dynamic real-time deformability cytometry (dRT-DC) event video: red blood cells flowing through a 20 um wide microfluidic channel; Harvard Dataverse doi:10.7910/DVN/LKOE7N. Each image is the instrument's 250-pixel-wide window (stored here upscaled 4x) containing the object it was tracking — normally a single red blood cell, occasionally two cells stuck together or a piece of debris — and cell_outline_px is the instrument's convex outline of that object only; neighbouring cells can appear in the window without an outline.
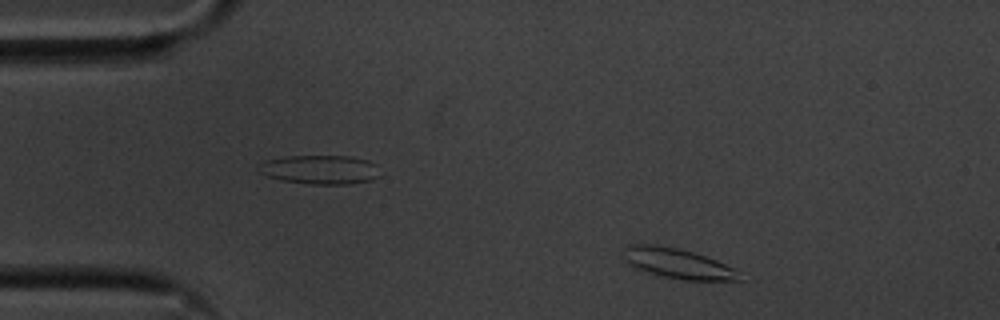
{"species": "common noctule bat (a hibernating species)", "species_latin": "Nyctalus noctula", "temperature_condition": "cold", "stored_images_in_passage": 51, "camera_frame_rate_fps": 3000, "um_per_image_px": 0.085, "animal": {"sex": "male", "body_mass_g": 20.1, "forearm_length_mm": 53.5}, "frame": {"image": 1, "passage_image": 4, "time_ms": 1.0, "image_size_px": [1000, 320], "cell_outline_px": [[740, 280], [684, 280], [664, 276], [628, 264], [624, 248], [628, 244], [652, 244], [676, 248], [692, 252], [716, 260], [732, 268]], "centroid_in_image_um": [57.58, 22.37], "position_along_channel_um": 27.4, "area_um2": 19.36}}
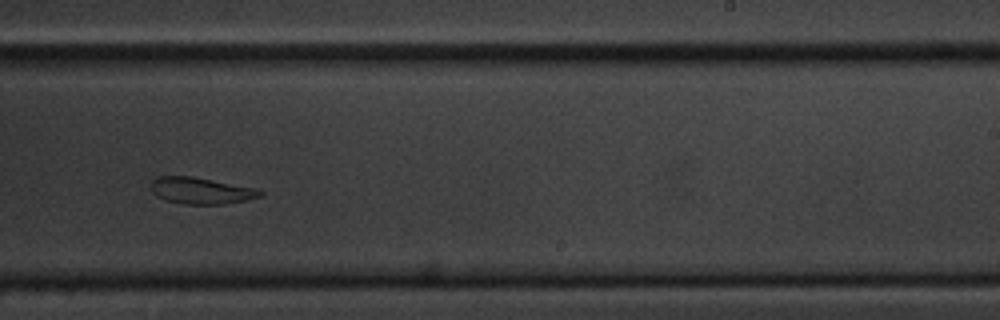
{"frame": {"image": 2, "passage_image": 30, "time_ms": 9.667, "image_size_px": [1000, 320], "cell_outline_px": [[264, 192], [260, 196], [248, 200], [224, 204], [180, 204], [164, 200], [156, 196], [152, 192], [152, 180], [156, 176], [192, 176], [256, 188]], "centroid_in_image_um": [17.07, 16.21], "position_along_channel_um": 271.9, "area_um2": 16.99}}
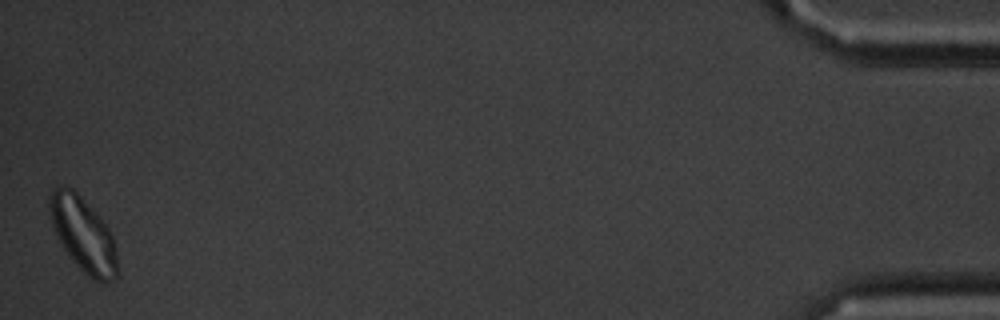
{"frame": {"image": 3, "passage_image": 51, "time_ms": 16.667, "image_size_px": [1000, 320], "cell_outline_px": [[120, 276], [116, 280], [108, 284], [92, 280], [68, 256], [60, 244], [52, 224], [48, 208], [48, 196], [52, 188], [56, 184], [64, 184], [72, 188], [100, 216], [108, 228], [112, 236], [116, 248], [120, 272]], "centroid_in_image_um": [7.09, 19.95], "position_along_channel_um": 428.1, "area_um2": 30.4}}